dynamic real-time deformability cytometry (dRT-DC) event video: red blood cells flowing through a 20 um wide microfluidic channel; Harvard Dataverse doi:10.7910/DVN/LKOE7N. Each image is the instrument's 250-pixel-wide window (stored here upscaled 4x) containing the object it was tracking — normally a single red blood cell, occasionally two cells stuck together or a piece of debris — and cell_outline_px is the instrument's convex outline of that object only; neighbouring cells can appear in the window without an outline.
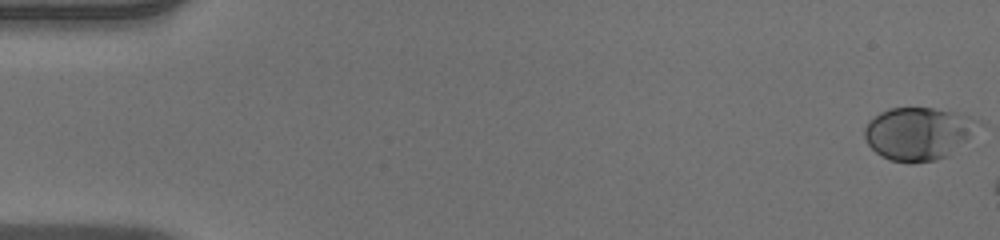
{"species": "human", "species_latin": "Homo sapiens", "temperature_condition": "warm", "stored_images_in_passage": 12, "camera_frame_rate_fps": 3000, "um_per_image_px": 0.085, "donor": {"sex": "male"}, "frame": {"image": 1, "passage_image": 1, "time_ms": 0.0, "image_size_px": [1000, 240], "cell_outline_px": [[984, 124], [948, 156], [936, 160], [912, 164], [908, 164], [892, 160], [880, 156], [868, 144], [864, 136], [864, 128], [868, 120], [880, 112], [888, 108], [932, 108], [952, 112], [968, 116], [980, 120]], "centroid_in_image_um": [78.05, 11.36], "position_along_channel_um": 6.9, "area_um2": 35.26}}